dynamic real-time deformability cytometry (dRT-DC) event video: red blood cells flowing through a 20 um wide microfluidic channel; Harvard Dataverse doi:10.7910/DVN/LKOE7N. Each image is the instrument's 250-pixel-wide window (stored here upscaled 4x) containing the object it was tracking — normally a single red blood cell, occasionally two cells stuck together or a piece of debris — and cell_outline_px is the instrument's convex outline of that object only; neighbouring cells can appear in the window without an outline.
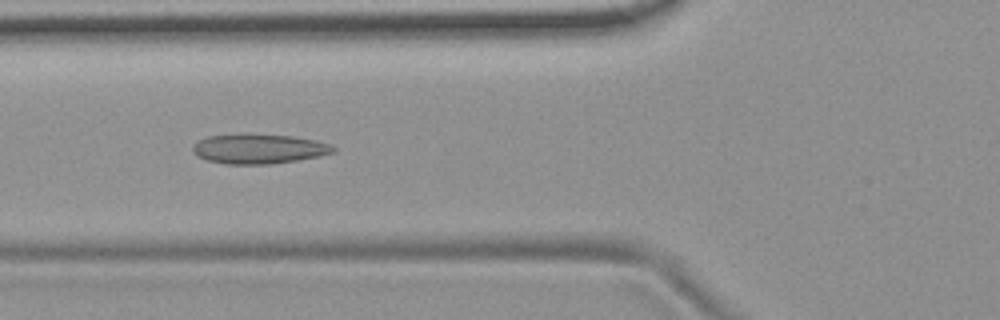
{"species": "common noctule bat (a hibernating species)", "species_latin": "Nyctalus noctula", "temperature_condition": "room temperature", "stored_images_in_passage": 8, "camera_frame_rate_fps": 3000, "um_per_image_px": 0.085, "animal": {"sex": "female", "body_mass_g": 19.9}, "frame": {"image": 1, "passage_image": 4, "time_ms": 1.0, "image_size_px": [1000, 320], "cell_outline_px": [[336, 152], [320, 156], [272, 164], [224, 164], [208, 160], [196, 156], [192, 152], [192, 148], [200, 140], [208, 136], [240, 132], [248, 132], [292, 136], [316, 140], [332, 144], [336, 148]], "centroid_in_image_um": [22.01, 12.62], "position_along_channel_um": 103.8, "area_um2": 24.97}}
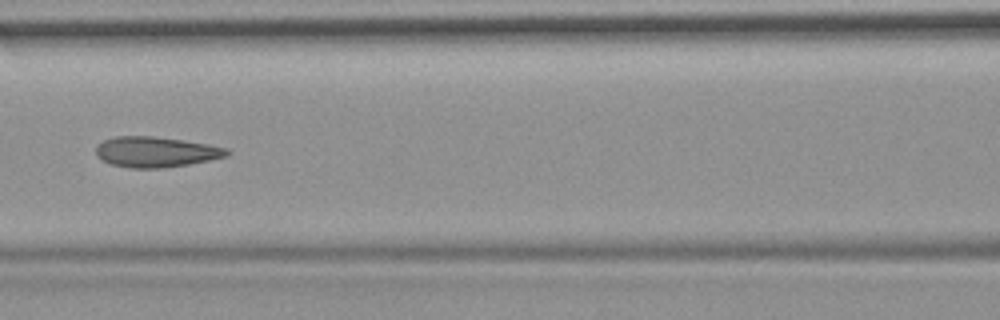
{"frame": {"image": 2, "passage_image": 5, "time_ms": 1.333, "image_size_px": [1000, 320], "cell_outline_px": [[232, 152], [228, 156], [188, 164], [164, 168], [132, 168], [112, 164], [100, 160], [96, 156], [96, 144], [104, 140], [116, 136], [152, 136], [208, 144], [228, 148]], "centroid_in_image_um": [13.23, 12.91], "position_along_channel_um": 153.4, "area_um2": 23.29}}
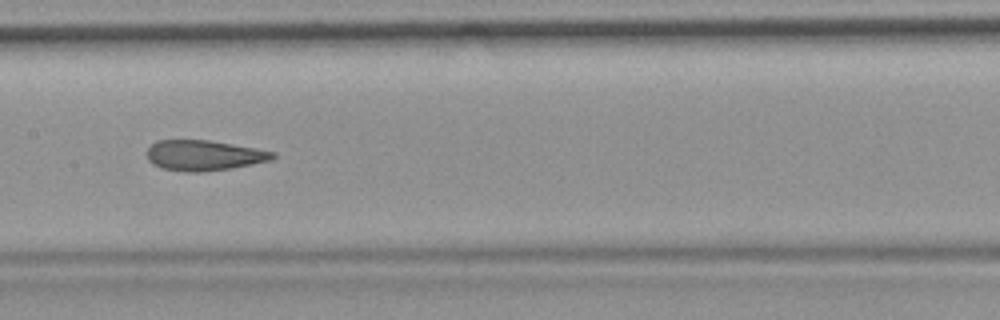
{"frame": {"image": 3, "passage_image": 6, "time_ms": 1.667, "image_size_px": [1000, 320], "cell_outline_px": [[276, 156], [272, 160], [252, 164], [228, 168], [200, 172], [188, 172], [160, 168], [152, 164], [148, 160], [148, 148], [156, 140], [208, 140], [232, 144], [276, 152]], "centroid_in_image_um": [17.32, 13.2], "position_along_channel_um": 190.1, "area_um2": 22.14}}